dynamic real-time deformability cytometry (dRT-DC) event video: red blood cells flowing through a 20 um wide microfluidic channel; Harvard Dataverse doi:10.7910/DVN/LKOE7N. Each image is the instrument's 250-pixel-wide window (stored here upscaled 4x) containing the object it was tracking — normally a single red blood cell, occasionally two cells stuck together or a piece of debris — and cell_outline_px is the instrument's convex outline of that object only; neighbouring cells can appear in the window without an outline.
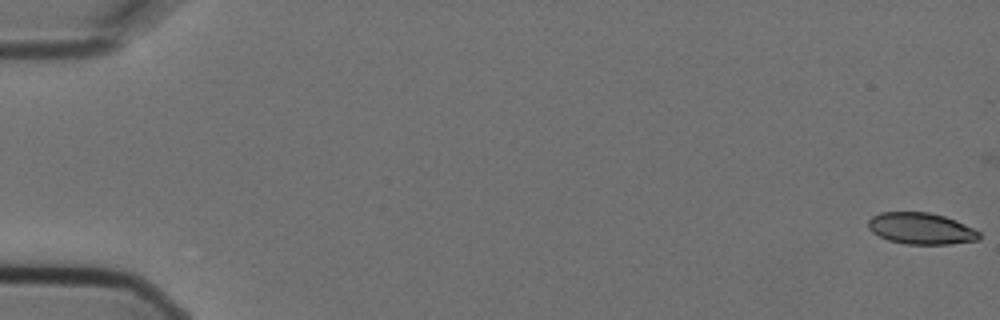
{"species": "Egyptian fruit bat (a non-hibernating species)", "species_latin": "Rousettus aegyptiacus", "temperature_condition": "cold", "stored_images_in_passage": 5, "camera_frame_rate_fps": 3000, "um_per_image_px": 0.085, "animal": {"sex": "female"}, "frame": {"image": 1, "passage_image": 1, "time_ms": 0.0, "image_size_px": [1000, 320], "cell_outline_px": [[980, 240], [948, 244], [908, 244], [888, 240], [872, 232], [868, 228], [868, 220], [872, 216], [880, 212], [928, 212], [944, 216], [956, 220], [980, 232]], "centroid_in_image_um": [78.28, 19.42], "position_along_channel_um": 6.7, "area_um2": 20.35}}
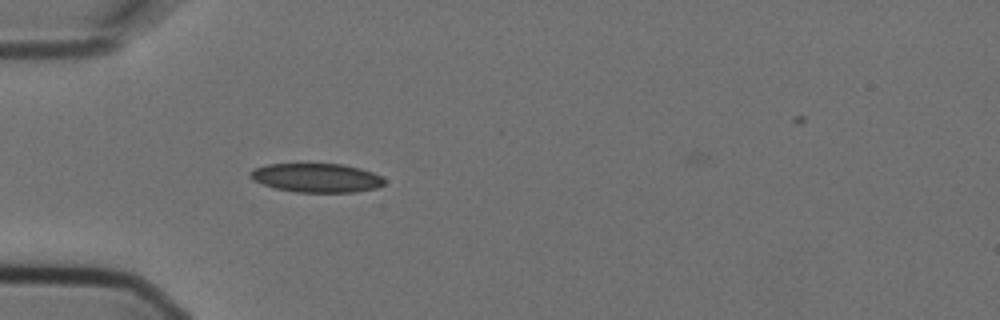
{"frame": {"image": 2, "passage_image": 5, "time_ms": 1.333, "image_size_px": [1000, 320], "cell_outline_px": [[384, 184], [376, 188], [356, 192], [296, 192], [276, 188], [252, 180], [248, 176], [256, 168], [268, 164], [344, 164], [360, 168], [372, 172], [380, 176], [384, 180]], "centroid_in_image_um": [26.92, 15.11], "position_along_channel_um": 58.1, "area_um2": 22.43}}